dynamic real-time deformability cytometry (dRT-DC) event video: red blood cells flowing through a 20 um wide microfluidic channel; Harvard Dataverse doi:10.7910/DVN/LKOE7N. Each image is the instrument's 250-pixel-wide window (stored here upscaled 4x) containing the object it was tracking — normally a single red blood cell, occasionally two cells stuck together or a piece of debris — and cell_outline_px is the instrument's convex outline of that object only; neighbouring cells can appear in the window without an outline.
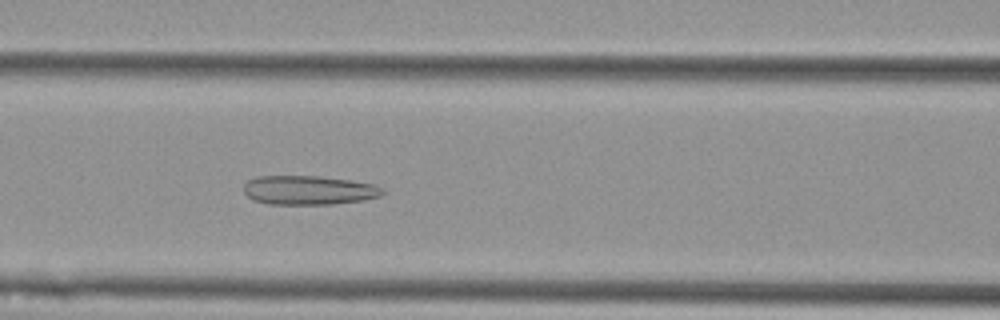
{"species": "Egyptian fruit bat (a non-hibernating species)", "species_latin": "Rousettus aegyptiacus", "temperature_condition": "cold", "stored_images_in_passage": 55, "camera_frame_rate_fps": 3000, "um_per_image_px": 0.085, "animal": {"sex": "female"}, "frame": {"image": 1, "passage_image": 23, "time_ms": 7.333, "image_size_px": [1000, 320], "cell_outline_px": [[384, 192], [380, 196], [364, 200], [332, 204], [268, 204], [256, 200], [248, 196], [244, 192], [244, 184], [248, 180], [256, 176], [316, 176], [352, 180], [376, 184], [384, 188]], "centroid_in_image_um": [26.28, 16.16], "position_along_channel_um": 140.3, "area_um2": 23.64}}
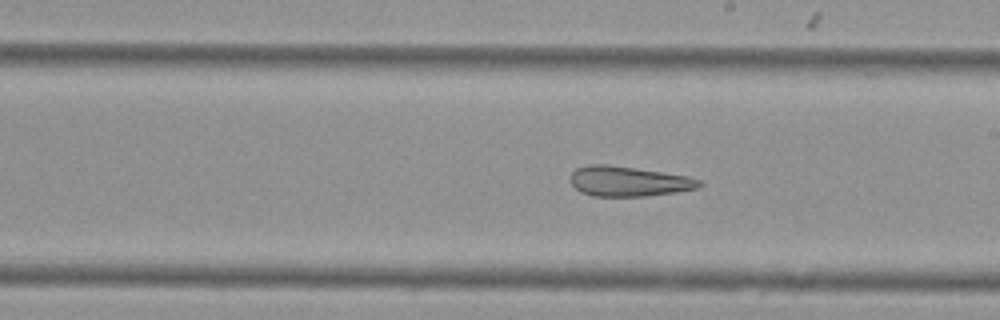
{"frame": {"image": 2, "passage_image": 31, "time_ms": 10.0, "image_size_px": [1000, 320], "cell_outline_px": [[704, 184], [696, 188], [676, 192], [644, 196], [592, 196], [580, 192], [568, 180], [568, 176], [576, 168], [588, 164], [608, 164], [636, 168], [688, 176], [700, 180]], "centroid_in_image_um": [53.37, 15.4], "position_along_channel_um": 235.6, "area_um2": 22.72}}
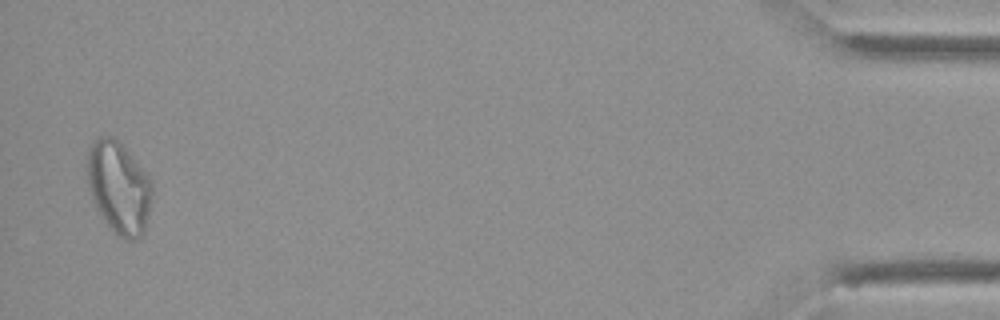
{"frame": {"image": 3, "passage_image": 54, "time_ms": 17.667, "image_size_px": [1000, 320], "cell_outline_px": [[152, 200], [144, 232], [136, 240], [128, 240], [116, 236], [104, 220], [96, 208], [88, 188], [88, 148], [100, 136], [112, 136], [120, 140], [152, 180]], "centroid_in_image_um": [10.12, 15.94], "position_along_channel_um": 425.1, "area_um2": 35.14}, "authors_computed_cell_mechanics": {"area_um2": 29.3046, "velocity_mm_per_s": 3.5955, "shape_relaxation_time_tau1_ms": null, "shape_relaxation_time_tau2_ms": 4.0623, "deformation_change_tau1": null, "deformation_change_tau2": 0.1394}}